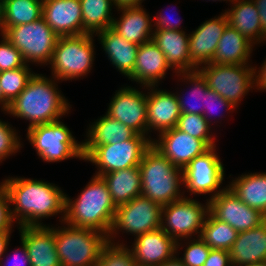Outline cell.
<instances>
[{
    "label": "cell",
    "instance_id": "d4e9b609",
    "mask_svg": "<svg viewBox=\"0 0 266 266\" xmlns=\"http://www.w3.org/2000/svg\"><path fill=\"white\" fill-rule=\"evenodd\" d=\"M232 266H248L266 261V220L248 231L238 232L229 250Z\"/></svg>",
    "mask_w": 266,
    "mask_h": 266
},
{
    "label": "cell",
    "instance_id": "6da1fadb",
    "mask_svg": "<svg viewBox=\"0 0 266 266\" xmlns=\"http://www.w3.org/2000/svg\"><path fill=\"white\" fill-rule=\"evenodd\" d=\"M1 184L8 193L11 216L17 227L47 226L42 219L58 214L63 224L66 193L56 184L17 176L7 177Z\"/></svg>",
    "mask_w": 266,
    "mask_h": 266
},
{
    "label": "cell",
    "instance_id": "d6986e66",
    "mask_svg": "<svg viewBox=\"0 0 266 266\" xmlns=\"http://www.w3.org/2000/svg\"><path fill=\"white\" fill-rule=\"evenodd\" d=\"M227 25L228 18L223 12L217 17L206 20L189 34L190 58L197 68L212 61Z\"/></svg>",
    "mask_w": 266,
    "mask_h": 266
},
{
    "label": "cell",
    "instance_id": "7bdbcfd3",
    "mask_svg": "<svg viewBox=\"0 0 266 266\" xmlns=\"http://www.w3.org/2000/svg\"><path fill=\"white\" fill-rule=\"evenodd\" d=\"M10 208L8 193L0 183V232L14 231L12 229L15 223L12 219Z\"/></svg>",
    "mask_w": 266,
    "mask_h": 266
},
{
    "label": "cell",
    "instance_id": "ee69618b",
    "mask_svg": "<svg viewBox=\"0 0 266 266\" xmlns=\"http://www.w3.org/2000/svg\"><path fill=\"white\" fill-rule=\"evenodd\" d=\"M173 17V16H172ZM170 19L168 15H165L163 12L158 13L156 16H153V28L154 30H183L181 29V19Z\"/></svg>",
    "mask_w": 266,
    "mask_h": 266
},
{
    "label": "cell",
    "instance_id": "ba28073f",
    "mask_svg": "<svg viewBox=\"0 0 266 266\" xmlns=\"http://www.w3.org/2000/svg\"><path fill=\"white\" fill-rule=\"evenodd\" d=\"M4 36L21 52L27 65H48L51 61L58 35L41 17L31 23L9 27Z\"/></svg>",
    "mask_w": 266,
    "mask_h": 266
},
{
    "label": "cell",
    "instance_id": "60d3db41",
    "mask_svg": "<svg viewBox=\"0 0 266 266\" xmlns=\"http://www.w3.org/2000/svg\"><path fill=\"white\" fill-rule=\"evenodd\" d=\"M0 41V72L23 67L21 52L4 36Z\"/></svg>",
    "mask_w": 266,
    "mask_h": 266
},
{
    "label": "cell",
    "instance_id": "f1b7e54d",
    "mask_svg": "<svg viewBox=\"0 0 266 266\" xmlns=\"http://www.w3.org/2000/svg\"><path fill=\"white\" fill-rule=\"evenodd\" d=\"M231 8L224 10L228 24L245 36L254 45L263 43L261 22L252 0H235Z\"/></svg>",
    "mask_w": 266,
    "mask_h": 266
},
{
    "label": "cell",
    "instance_id": "74e56055",
    "mask_svg": "<svg viewBox=\"0 0 266 266\" xmlns=\"http://www.w3.org/2000/svg\"><path fill=\"white\" fill-rule=\"evenodd\" d=\"M96 266H137L130 248L125 243L107 242Z\"/></svg>",
    "mask_w": 266,
    "mask_h": 266
},
{
    "label": "cell",
    "instance_id": "1f68e13d",
    "mask_svg": "<svg viewBox=\"0 0 266 266\" xmlns=\"http://www.w3.org/2000/svg\"><path fill=\"white\" fill-rule=\"evenodd\" d=\"M83 18V34L95 35L112 26L116 7L113 0H80ZM113 6V7H112Z\"/></svg>",
    "mask_w": 266,
    "mask_h": 266
},
{
    "label": "cell",
    "instance_id": "9c48e42d",
    "mask_svg": "<svg viewBox=\"0 0 266 266\" xmlns=\"http://www.w3.org/2000/svg\"><path fill=\"white\" fill-rule=\"evenodd\" d=\"M208 88L219 94L236 108L241 100L254 90L251 64L223 65L207 63L197 68Z\"/></svg>",
    "mask_w": 266,
    "mask_h": 266
},
{
    "label": "cell",
    "instance_id": "7dc6e473",
    "mask_svg": "<svg viewBox=\"0 0 266 266\" xmlns=\"http://www.w3.org/2000/svg\"><path fill=\"white\" fill-rule=\"evenodd\" d=\"M258 69L253 66L254 89L266 91V58Z\"/></svg>",
    "mask_w": 266,
    "mask_h": 266
},
{
    "label": "cell",
    "instance_id": "816d5d0a",
    "mask_svg": "<svg viewBox=\"0 0 266 266\" xmlns=\"http://www.w3.org/2000/svg\"><path fill=\"white\" fill-rule=\"evenodd\" d=\"M179 254H177V256H175L174 258L165 261L163 264H161L160 266H185L182 261L179 259ZM178 257V258H177Z\"/></svg>",
    "mask_w": 266,
    "mask_h": 266
},
{
    "label": "cell",
    "instance_id": "8992f818",
    "mask_svg": "<svg viewBox=\"0 0 266 266\" xmlns=\"http://www.w3.org/2000/svg\"><path fill=\"white\" fill-rule=\"evenodd\" d=\"M55 227L56 252L61 266H96L107 236L89 228Z\"/></svg>",
    "mask_w": 266,
    "mask_h": 266
},
{
    "label": "cell",
    "instance_id": "484cf974",
    "mask_svg": "<svg viewBox=\"0 0 266 266\" xmlns=\"http://www.w3.org/2000/svg\"><path fill=\"white\" fill-rule=\"evenodd\" d=\"M94 36L98 37L111 64L120 74L129 78L133 74L139 45L127 41L111 27Z\"/></svg>",
    "mask_w": 266,
    "mask_h": 266
},
{
    "label": "cell",
    "instance_id": "3957f363",
    "mask_svg": "<svg viewBox=\"0 0 266 266\" xmlns=\"http://www.w3.org/2000/svg\"><path fill=\"white\" fill-rule=\"evenodd\" d=\"M116 208L104 179L94 175L76 199L72 200L66 194L63 223L93 229L108 236Z\"/></svg>",
    "mask_w": 266,
    "mask_h": 266
},
{
    "label": "cell",
    "instance_id": "5b68a950",
    "mask_svg": "<svg viewBox=\"0 0 266 266\" xmlns=\"http://www.w3.org/2000/svg\"><path fill=\"white\" fill-rule=\"evenodd\" d=\"M93 38L94 35L88 33L58 37L49 63L51 77L72 81L87 76L96 55Z\"/></svg>",
    "mask_w": 266,
    "mask_h": 266
},
{
    "label": "cell",
    "instance_id": "c3c4849f",
    "mask_svg": "<svg viewBox=\"0 0 266 266\" xmlns=\"http://www.w3.org/2000/svg\"><path fill=\"white\" fill-rule=\"evenodd\" d=\"M258 9L261 29L263 32V43L266 41V0H252Z\"/></svg>",
    "mask_w": 266,
    "mask_h": 266
},
{
    "label": "cell",
    "instance_id": "d6a6232c",
    "mask_svg": "<svg viewBox=\"0 0 266 266\" xmlns=\"http://www.w3.org/2000/svg\"><path fill=\"white\" fill-rule=\"evenodd\" d=\"M179 80H182V82L188 83L190 86V93H184L189 96L185 97L187 100L184 98V94L182 92H175L176 96L179 101V108L181 113H187V114H199L202 115L204 109H206V96H207V88L208 85L206 83V80L202 77V75L198 71H193V72H178L175 74ZM181 93V94H179ZM182 96V97H181ZM194 96V97H193ZM190 97V98H189ZM190 100H189V99ZM193 98V100H199V106L198 102L196 101L195 103L190 102ZM202 102V103H201ZM192 103V104H191ZM202 106V104H204Z\"/></svg>",
    "mask_w": 266,
    "mask_h": 266
},
{
    "label": "cell",
    "instance_id": "ab89813d",
    "mask_svg": "<svg viewBox=\"0 0 266 266\" xmlns=\"http://www.w3.org/2000/svg\"><path fill=\"white\" fill-rule=\"evenodd\" d=\"M12 127V124L0 119V163L9 156L15 155L23 147L18 132Z\"/></svg>",
    "mask_w": 266,
    "mask_h": 266
},
{
    "label": "cell",
    "instance_id": "52a82bcc",
    "mask_svg": "<svg viewBox=\"0 0 266 266\" xmlns=\"http://www.w3.org/2000/svg\"><path fill=\"white\" fill-rule=\"evenodd\" d=\"M26 138L44 162H61L79 158L84 160L83 143L61 120L37 125L27 129Z\"/></svg>",
    "mask_w": 266,
    "mask_h": 266
},
{
    "label": "cell",
    "instance_id": "ffe728a7",
    "mask_svg": "<svg viewBox=\"0 0 266 266\" xmlns=\"http://www.w3.org/2000/svg\"><path fill=\"white\" fill-rule=\"evenodd\" d=\"M42 17L59 37L83 34L80 0H43Z\"/></svg>",
    "mask_w": 266,
    "mask_h": 266
},
{
    "label": "cell",
    "instance_id": "30bf717a",
    "mask_svg": "<svg viewBox=\"0 0 266 266\" xmlns=\"http://www.w3.org/2000/svg\"><path fill=\"white\" fill-rule=\"evenodd\" d=\"M162 207L142 195L118 205L107 236L108 242L115 243L117 240L114 239L120 232L136 237L161 228Z\"/></svg>",
    "mask_w": 266,
    "mask_h": 266
},
{
    "label": "cell",
    "instance_id": "8d00e7d4",
    "mask_svg": "<svg viewBox=\"0 0 266 266\" xmlns=\"http://www.w3.org/2000/svg\"><path fill=\"white\" fill-rule=\"evenodd\" d=\"M176 127L190 136L203 140L210 148L216 146V138L211 131L213 126L203 115L181 113Z\"/></svg>",
    "mask_w": 266,
    "mask_h": 266
},
{
    "label": "cell",
    "instance_id": "5bb4252c",
    "mask_svg": "<svg viewBox=\"0 0 266 266\" xmlns=\"http://www.w3.org/2000/svg\"><path fill=\"white\" fill-rule=\"evenodd\" d=\"M106 114L114 120L134 130L137 134L148 135L147 124V93L140 88L126 86L116 90L112 96Z\"/></svg>",
    "mask_w": 266,
    "mask_h": 266
},
{
    "label": "cell",
    "instance_id": "f546056e",
    "mask_svg": "<svg viewBox=\"0 0 266 266\" xmlns=\"http://www.w3.org/2000/svg\"><path fill=\"white\" fill-rule=\"evenodd\" d=\"M228 183L242 202L266 216V172L242 173Z\"/></svg>",
    "mask_w": 266,
    "mask_h": 266
},
{
    "label": "cell",
    "instance_id": "bcb514c9",
    "mask_svg": "<svg viewBox=\"0 0 266 266\" xmlns=\"http://www.w3.org/2000/svg\"><path fill=\"white\" fill-rule=\"evenodd\" d=\"M21 246L17 248H15V250H13L14 254H13V262H12V266H31L30 264V259L26 250L25 245L20 242ZM7 263H2V261L0 262V266H9L10 262H8V258H7Z\"/></svg>",
    "mask_w": 266,
    "mask_h": 266
},
{
    "label": "cell",
    "instance_id": "b9f144b4",
    "mask_svg": "<svg viewBox=\"0 0 266 266\" xmlns=\"http://www.w3.org/2000/svg\"><path fill=\"white\" fill-rule=\"evenodd\" d=\"M215 107H218V109L223 108L225 109V111L227 112H234L237 108L235 106H233L230 102L226 101L223 97H221L219 94H217L216 92H214L213 90L207 88V96H206V109H204L203 111V116L204 118L209 122V124L214 125L212 123V118H213V114L214 111H216L217 109ZM215 108V109H214ZM214 109V110H213ZM235 109V110H234ZM213 112V113H212ZM222 114V112H221ZM218 115L220 118H224L221 117L223 115ZM217 116V114H216ZM215 118V116H214Z\"/></svg>",
    "mask_w": 266,
    "mask_h": 266
},
{
    "label": "cell",
    "instance_id": "681fc988",
    "mask_svg": "<svg viewBox=\"0 0 266 266\" xmlns=\"http://www.w3.org/2000/svg\"><path fill=\"white\" fill-rule=\"evenodd\" d=\"M12 231H2L0 232V262L4 261L5 254L7 253L8 245L10 244L9 240L11 237ZM4 256V257H3Z\"/></svg>",
    "mask_w": 266,
    "mask_h": 266
},
{
    "label": "cell",
    "instance_id": "e575fe53",
    "mask_svg": "<svg viewBox=\"0 0 266 266\" xmlns=\"http://www.w3.org/2000/svg\"><path fill=\"white\" fill-rule=\"evenodd\" d=\"M238 232L228 223L215 218L210 212L204 221L200 238L211 248L229 251Z\"/></svg>",
    "mask_w": 266,
    "mask_h": 266
},
{
    "label": "cell",
    "instance_id": "f907efd6",
    "mask_svg": "<svg viewBox=\"0 0 266 266\" xmlns=\"http://www.w3.org/2000/svg\"><path fill=\"white\" fill-rule=\"evenodd\" d=\"M116 7L124 6H142L144 0H113Z\"/></svg>",
    "mask_w": 266,
    "mask_h": 266
},
{
    "label": "cell",
    "instance_id": "8fae6325",
    "mask_svg": "<svg viewBox=\"0 0 266 266\" xmlns=\"http://www.w3.org/2000/svg\"><path fill=\"white\" fill-rule=\"evenodd\" d=\"M202 204L188 196L162 207L161 229L176 241L200 237L209 212V201ZM196 234V236H195Z\"/></svg>",
    "mask_w": 266,
    "mask_h": 266
},
{
    "label": "cell",
    "instance_id": "9f6ffc18",
    "mask_svg": "<svg viewBox=\"0 0 266 266\" xmlns=\"http://www.w3.org/2000/svg\"><path fill=\"white\" fill-rule=\"evenodd\" d=\"M209 1H210V0H209ZM211 1H214V2H216V1H220V2H221V1H226V3H227V2H229V3H230V2L233 3L235 0H211Z\"/></svg>",
    "mask_w": 266,
    "mask_h": 266
},
{
    "label": "cell",
    "instance_id": "7a4b0ae2",
    "mask_svg": "<svg viewBox=\"0 0 266 266\" xmlns=\"http://www.w3.org/2000/svg\"><path fill=\"white\" fill-rule=\"evenodd\" d=\"M59 81L35 73L13 100L7 114L29 121L28 128L60 120L72 108L58 89Z\"/></svg>",
    "mask_w": 266,
    "mask_h": 266
},
{
    "label": "cell",
    "instance_id": "9a60e30c",
    "mask_svg": "<svg viewBox=\"0 0 266 266\" xmlns=\"http://www.w3.org/2000/svg\"><path fill=\"white\" fill-rule=\"evenodd\" d=\"M208 201L209 212L237 232L248 231L266 220L264 214L242 202L228 186Z\"/></svg>",
    "mask_w": 266,
    "mask_h": 266
},
{
    "label": "cell",
    "instance_id": "277c9868",
    "mask_svg": "<svg viewBox=\"0 0 266 266\" xmlns=\"http://www.w3.org/2000/svg\"><path fill=\"white\" fill-rule=\"evenodd\" d=\"M141 195L162 206L183 198V172L151 145L139 164Z\"/></svg>",
    "mask_w": 266,
    "mask_h": 266
},
{
    "label": "cell",
    "instance_id": "f6af8a7d",
    "mask_svg": "<svg viewBox=\"0 0 266 266\" xmlns=\"http://www.w3.org/2000/svg\"><path fill=\"white\" fill-rule=\"evenodd\" d=\"M203 266H232L229 251L211 249Z\"/></svg>",
    "mask_w": 266,
    "mask_h": 266
},
{
    "label": "cell",
    "instance_id": "d590c367",
    "mask_svg": "<svg viewBox=\"0 0 266 266\" xmlns=\"http://www.w3.org/2000/svg\"><path fill=\"white\" fill-rule=\"evenodd\" d=\"M29 65L0 72V87L4 99L11 104L13 100L25 89L29 80L34 76Z\"/></svg>",
    "mask_w": 266,
    "mask_h": 266
},
{
    "label": "cell",
    "instance_id": "836d02e7",
    "mask_svg": "<svg viewBox=\"0 0 266 266\" xmlns=\"http://www.w3.org/2000/svg\"><path fill=\"white\" fill-rule=\"evenodd\" d=\"M4 30L31 23L43 15V0H3Z\"/></svg>",
    "mask_w": 266,
    "mask_h": 266
},
{
    "label": "cell",
    "instance_id": "11a10c76",
    "mask_svg": "<svg viewBox=\"0 0 266 266\" xmlns=\"http://www.w3.org/2000/svg\"><path fill=\"white\" fill-rule=\"evenodd\" d=\"M248 266H266V261L265 262H260V263H255V264L248 265Z\"/></svg>",
    "mask_w": 266,
    "mask_h": 266
},
{
    "label": "cell",
    "instance_id": "cb8c5ba5",
    "mask_svg": "<svg viewBox=\"0 0 266 266\" xmlns=\"http://www.w3.org/2000/svg\"><path fill=\"white\" fill-rule=\"evenodd\" d=\"M122 12L119 18L113 19L111 28L127 41L141 45L152 40L154 28L152 17L142 6L118 7Z\"/></svg>",
    "mask_w": 266,
    "mask_h": 266
},
{
    "label": "cell",
    "instance_id": "7c38bea8",
    "mask_svg": "<svg viewBox=\"0 0 266 266\" xmlns=\"http://www.w3.org/2000/svg\"><path fill=\"white\" fill-rule=\"evenodd\" d=\"M152 141L144 135L136 134L133 138L116 144L96 146L84 161L96 165L94 175L102 176L109 172L139 166L145 151Z\"/></svg>",
    "mask_w": 266,
    "mask_h": 266
},
{
    "label": "cell",
    "instance_id": "603a6c76",
    "mask_svg": "<svg viewBox=\"0 0 266 266\" xmlns=\"http://www.w3.org/2000/svg\"><path fill=\"white\" fill-rule=\"evenodd\" d=\"M152 41L164 53L173 73L197 71L189 53V34L184 30H154Z\"/></svg>",
    "mask_w": 266,
    "mask_h": 266
},
{
    "label": "cell",
    "instance_id": "4dcf8cb0",
    "mask_svg": "<svg viewBox=\"0 0 266 266\" xmlns=\"http://www.w3.org/2000/svg\"><path fill=\"white\" fill-rule=\"evenodd\" d=\"M116 206L127 203L141 195L139 166L109 172L101 176Z\"/></svg>",
    "mask_w": 266,
    "mask_h": 266
},
{
    "label": "cell",
    "instance_id": "7402d4cb",
    "mask_svg": "<svg viewBox=\"0 0 266 266\" xmlns=\"http://www.w3.org/2000/svg\"><path fill=\"white\" fill-rule=\"evenodd\" d=\"M169 69L172 68L167 63L164 53L150 40L139 45L133 74L128 80L141 86H158L159 81L165 79Z\"/></svg>",
    "mask_w": 266,
    "mask_h": 266
},
{
    "label": "cell",
    "instance_id": "db71d44e",
    "mask_svg": "<svg viewBox=\"0 0 266 266\" xmlns=\"http://www.w3.org/2000/svg\"><path fill=\"white\" fill-rule=\"evenodd\" d=\"M0 36L4 35V11H3V0H0Z\"/></svg>",
    "mask_w": 266,
    "mask_h": 266
},
{
    "label": "cell",
    "instance_id": "2e32d148",
    "mask_svg": "<svg viewBox=\"0 0 266 266\" xmlns=\"http://www.w3.org/2000/svg\"><path fill=\"white\" fill-rule=\"evenodd\" d=\"M152 145L182 170L195 157L210 149L203 140L190 136L177 127L159 133L157 139L153 138Z\"/></svg>",
    "mask_w": 266,
    "mask_h": 266
},
{
    "label": "cell",
    "instance_id": "e0dca14e",
    "mask_svg": "<svg viewBox=\"0 0 266 266\" xmlns=\"http://www.w3.org/2000/svg\"><path fill=\"white\" fill-rule=\"evenodd\" d=\"M128 247L137 266H160L177 255V241L161 228L136 236Z\"/></svg>",
    "mask_w": 266,
    "mask_h": 266
},
{
    "label": "cell",
    "instance_id": "f5cc1de1",
    "mask_svg": "<svg viewBox=\"0 0 266 266\" xmlns=\"http://www.w3.org/2000/svg\"><path fill=\"white\" fill-rule=\"evenodd\" d=\"M0 105H1L0 107H1V110L3 111V113L6 114L9 110L10 104L4 99L1 87H0Z\"/></svg>",
    "mask_w": 266,
    "mask_h": 266
},
{
    "label": "cell",
    "instance_id": "4316f807",
    "mask_svg": "<svg viewBox=\"0 0 266 266\" xmlns=\"http://www.w3.org/2000/svg\"><path fill=\"white\" fill-rule=\"evenodd\" d=\"M83 143L84 158L98 145L116 144L133 138L137 133L107 114L89 124Z\"/></svg>",
    "mask_w": 266,
    "mask_h": 266
},
{
    "label": "cell",
    "instance_id": "f35d334b",
    "mask_svg": "<svg viewBox=\"0 0 266 266\" xmlns=\"http://www.w3.org/2000/svg\"><path fill=\"white\" fill-rule=\"evenodd\" d=\"M182 241L187 242H184L185 244H183ZM182 244L186 245V248H184ZM180 247L184 248V253L183 257L180 256L179 259L185 266H203L211 250V248L200 237H197V239L190 238L177 241V253L179 254L180 252L178 251L181 250Z\"/></svg>",
    "mask_w": 266,
    "mask_h": 266
},
{
    "label": "cell",
    "instance_id": "83f0119b",
    "mask_svg": "<svg viewBox=\"0 0 266 266\" xmlns=\"http://www.w3.org/2000/svg\"><path fill=\"white\" fill-rule=\"evenodd\" d=\"M254 44L229 24L225 28L210 63L250 64Z\"/></svg>",
    "mask_w": 266,
    "mask_h": 266
},
{
    "label": "cell",
    "instance_id": "4fadbf2b",
    "mask_svg": "<svg viewBox=\"0 0 266 266\" xmlns=\"http://www.w3.org/2000/svg\"><path fill=\"white\" fill-rule=\"evenodd\" d=\"M216 149V146L211 147L204 154L195 157L182 170L183 187L190 192V196L191 194L204 196L209 194L210 197L207 200H210L226 188H221L225 181V168Z\"/></svg>",
    "mask_w": 266,
    "mask_h": 266
},
{
    "label": "cell",
    "instance_id": "44dd1931",
    "mask_svg": "<svg viewBox=\"0 0 266 266\" xmlns=\"http://www.w3.org/2000/svg\"><path fill=\"white\" fill-rule=\"evenodd\" d=\"M18 229L31 266H61L56 252L55 226L19 227Z\"/></svg>",
    "mask_w": 266,
    "mask_h": 266
},
{
    "label": "cell",
    "instance_id": "ac0fdd59",
    "mask_svg": "<svg viewBox=\"0 0 266 266\" xmlns=\"http://www.w3.org/2000/svg\"><path fill=\"white\" fill-rule=\"evenodd\" d=\"M158 86H142L147 89L148 134L152 130L161 133L177 126L181 115L176 93L158 89Z\"/></svg>",
    "mask_w": 266,
    "mask_h": 266
}]
</instances>
